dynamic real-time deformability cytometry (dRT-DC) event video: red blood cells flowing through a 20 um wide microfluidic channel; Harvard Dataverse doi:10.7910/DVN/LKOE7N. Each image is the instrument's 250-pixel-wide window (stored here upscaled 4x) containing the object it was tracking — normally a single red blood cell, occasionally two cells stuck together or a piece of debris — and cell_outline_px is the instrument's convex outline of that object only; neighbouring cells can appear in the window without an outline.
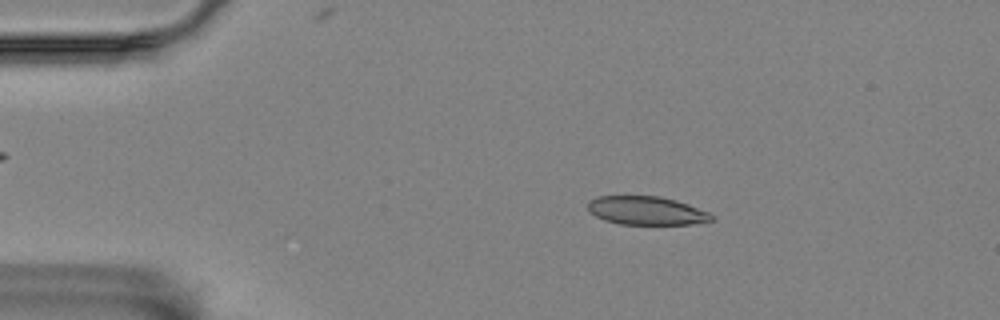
{"species": "Egyptian fruit bat (a non-hibernating species)", "species_latin": "Rousettus aegyptiacus", "temperature_condition": "room temperature", "stored_images_in_passage": 3, "camera_frame_rate_fps": 3000, "um_per_image_px": 0.085, "animal": {"sex": "female"}, "frame": {"image": 1, "passage_image": 2, "time_ms": 0.333, "image_size_px": [1000, 320], "cell_outline_px": [[712, 220], [692, 224], [620, 224], [604, 220], [588, 212], [588, 200], [596, 196], [660, 196], [676, 200], [688, 204], [708, 212], [712, 216]], "centroid_in_image_um": [54.89, 17.89], "position_along_channel_um": 30.1, "area_um2": 20.52}}